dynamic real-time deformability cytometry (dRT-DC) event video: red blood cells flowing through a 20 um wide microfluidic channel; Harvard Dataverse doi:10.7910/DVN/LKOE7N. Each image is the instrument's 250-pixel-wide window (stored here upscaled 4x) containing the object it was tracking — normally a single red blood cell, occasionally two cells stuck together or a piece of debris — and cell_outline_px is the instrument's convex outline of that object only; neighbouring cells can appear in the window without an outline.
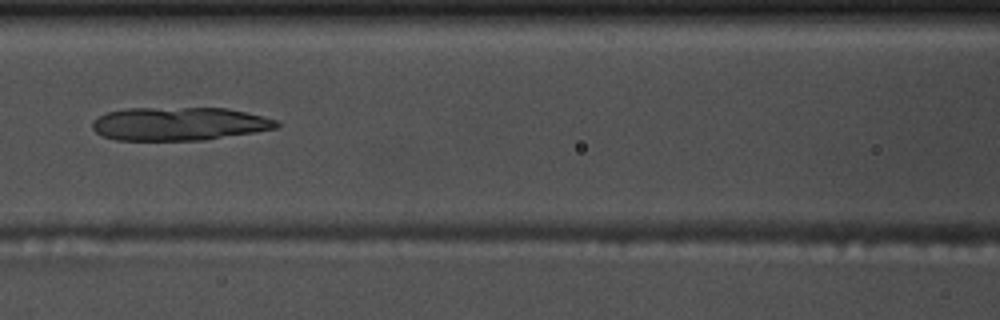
{"species": "common noctule bat (a hibernating species)", "species_latin": "Nyctalus noctula", "temperature_condition": "warm", "stored_images_in_passage": 7, "camera_frame_rate_fps": 3000, "um_per_image_px": 0.085, "animal": {"sex": "male", "body_mass_g": 17.5, "forearm_length_mm": 52.3}, "frame": {"image": 1, "passage_image": 7, "time_ms": 2.0, "image_size_px": [1000, 320], "cell_outline_px": [[280, 124], [276, 128], [204, 140], [116, 140], [104, 136], [96, 132], [92, 128], [92, 120], [108, 112], [128, 108], [228, 108], [276, 120]], "centroid_in_image_um": [15.18, 10.52], "position_along_channel_um": 151.4, "area_um2": 35.43}}